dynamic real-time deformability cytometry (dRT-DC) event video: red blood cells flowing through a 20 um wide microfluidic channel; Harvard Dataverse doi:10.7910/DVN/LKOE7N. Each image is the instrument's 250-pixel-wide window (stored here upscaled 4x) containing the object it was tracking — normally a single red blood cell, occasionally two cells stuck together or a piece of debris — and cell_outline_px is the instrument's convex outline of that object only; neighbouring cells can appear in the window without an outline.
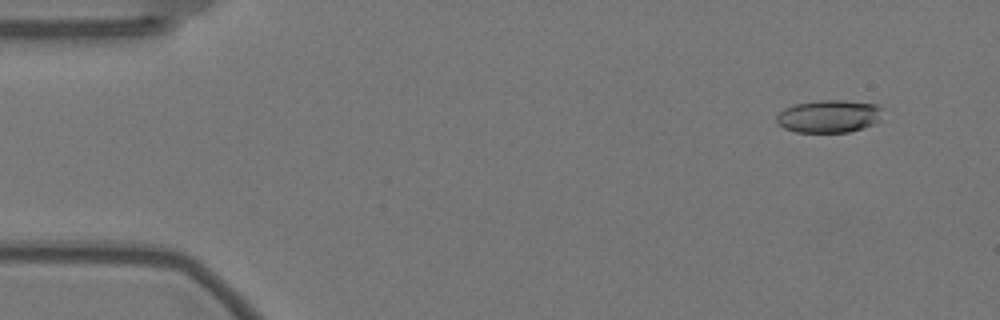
{"species": "Egyptian fruit bat (a non-hibernating species)", "species_latin": "Rousettus aegyptiacus", "temperature_condition": "warm", "stored_images_in_passage": 57, "camera_frame_rate_fps": 3000, "um_per_image_px": 0.085, "animal": {"sex": "female"}, "frame": {"image": 1, "passage_image": 4, "time_ms": 1.0, "image_size_px": [1000, 320], "cell_outline_px": [[888, 108], [880, 120], [872, 124], [848, 132], [796, 132], [784, 128], [776, 120], [776, 116], [784, 108], [796, 104], [816, 100], [844, 100], [876, 104]], "centroid_in_image_um": [70.53, 9.86], "position_along_channel_um": 14.5, "area_um2": 20.46}}
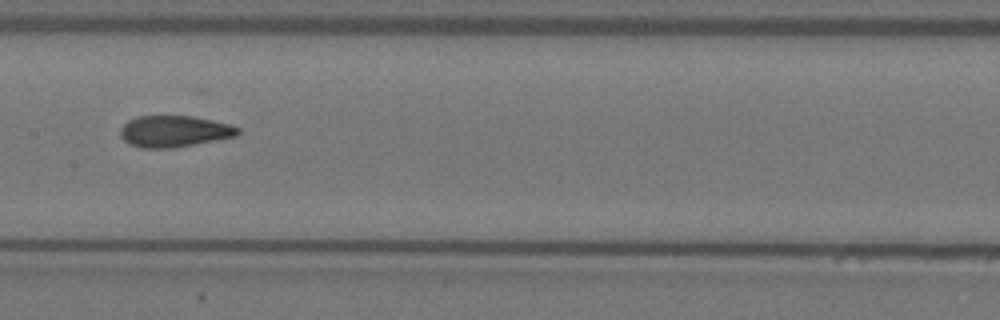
{"frame": {"image": 2, "passage_image": 28, "time_ms": 9.0, "image_size_px": [1000, 320], "cell_outline_px": [[240, 132], [236, 136], [176, 148], [140, 148], [128, 144], [120, 136], [120, 128], [128, 120], [136, 116], [192, 116], [212, 120], [228, 124], [240, 128]], "centroid_in_image_um": [14.78, 11.17], "position_along_channel_um": 192.6, "area_um2": 21.68}}
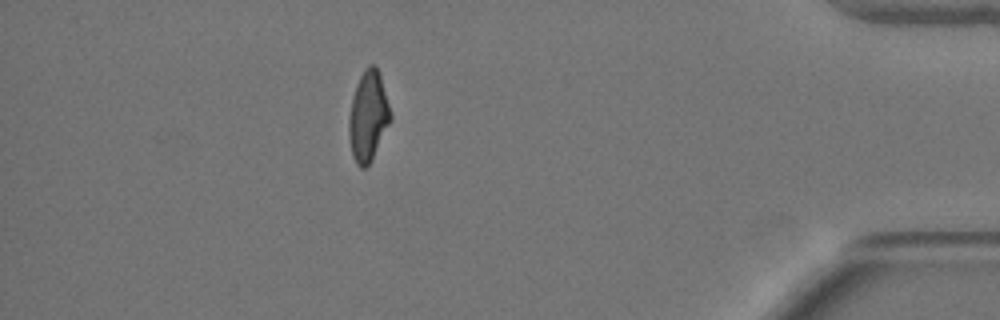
{"frame": {"image": 3, "passage_image": 50, "time_ms": 16.333, "image_size_px": [1000, 320], "cell_outline_px": [[392, 120], [372, 160], [364, 168], [360, 168], [356, 164], [352, 156], [348, 136], [348, 120], [352, 96], [356, 84], [360, 76], [368, 64], [372, 64], [376, 68], [380, 76], [392, 112]], "centroid_in_image_um": [31.29, 9.91], "position_along_channel_um": 403.9, "area_um2": 22.14}, "authors_computed_cell_mechanics": {"area_um2": 21.675, "velocity_mm_per_s": 3.5392, "shape_relaxation_time_tau1_ms": 7.1331, "shape_relaxation_time_tau2_ms": 1.639, "deformation_change_tau1": 0.2089, "deformation_change_tau2": 0.0793}}